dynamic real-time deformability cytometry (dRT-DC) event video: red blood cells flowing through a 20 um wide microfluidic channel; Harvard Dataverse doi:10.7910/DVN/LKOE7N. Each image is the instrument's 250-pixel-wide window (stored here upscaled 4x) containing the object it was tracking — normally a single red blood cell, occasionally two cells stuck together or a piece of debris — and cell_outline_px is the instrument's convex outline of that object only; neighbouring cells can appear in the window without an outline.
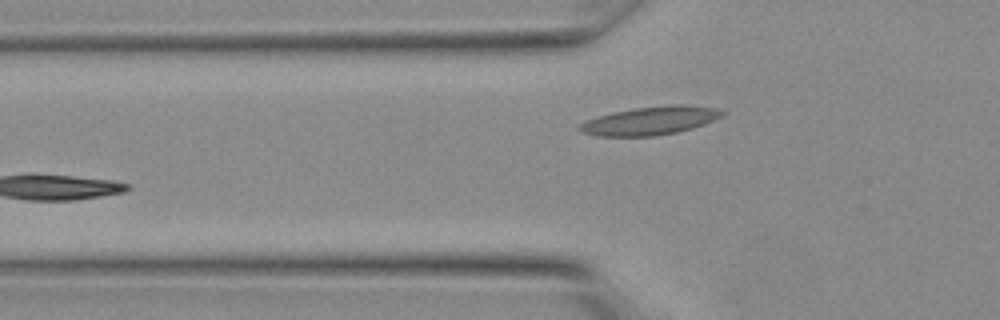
{"species": "Egyptian fruit bat (a non-hibernating species)", "species_latin": "Rousettus aegyptiacus", "temperature_condition": "warm", "stored_images_in_passage": 7, "camera_frame_rate_fps": 3000, "um_per_image_px": 0.085, "animal": {"sex": "female"}, "frame": {"image": 1, "passage_image": 7, "time_ms": 2.0, "image_size_px": [1000, 320], "cell_outline_px": [[724, 116], [704, 124], [692, 128], [676, 132], [652, 136], [596, 136], [580, 132], [576, 128], [584, 120], [616, 112], [636, 108], [672, 104], [684, 104], [716, 108], [724, 112]], "centroid_in_image_um": [55.26, 10.26], "position_along_channel_um": 70.5, "area_um2": 23.47}}